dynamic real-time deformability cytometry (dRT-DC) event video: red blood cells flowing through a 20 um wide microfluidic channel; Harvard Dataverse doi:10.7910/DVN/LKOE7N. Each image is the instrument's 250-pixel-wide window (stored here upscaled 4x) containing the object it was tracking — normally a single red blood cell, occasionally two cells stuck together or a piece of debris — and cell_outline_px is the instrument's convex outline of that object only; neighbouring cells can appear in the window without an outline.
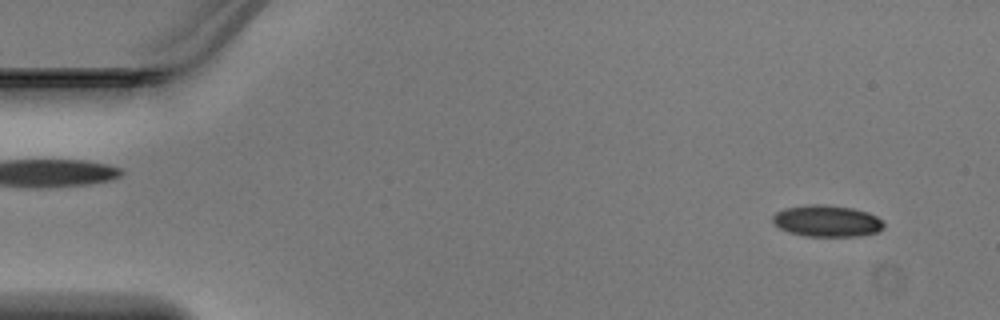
{"species": "Egyptian fruit bat (a non-hibernating species)", "species_latin": "Rousettus aegyptiacus", "temperature_condition": "warm", "stored_images_in_passage": 46, "camera_frame_rate_fps": 3000, "um_per_image_px": 0.085, "animal": {"sex": "male"}, "frame": {"image": 1, "passage_image": 3, "time_ms": 0.667, "image_size_px": [1000, 320], "cell_outline_px": [[884, 228], [876, 232], [860, 236], [804, 236], [788, 232], [780, 228], [772, 220], [772, 216], [776, 212], [784, 208], [808, 204], [824, 204], [852, 208], [868, 212], [876, 216], [884, 224]], "centroid_in_image_um": [70.27, 18.78], "position_along_channel_um": 14.7, "area_um2": 20.46}}
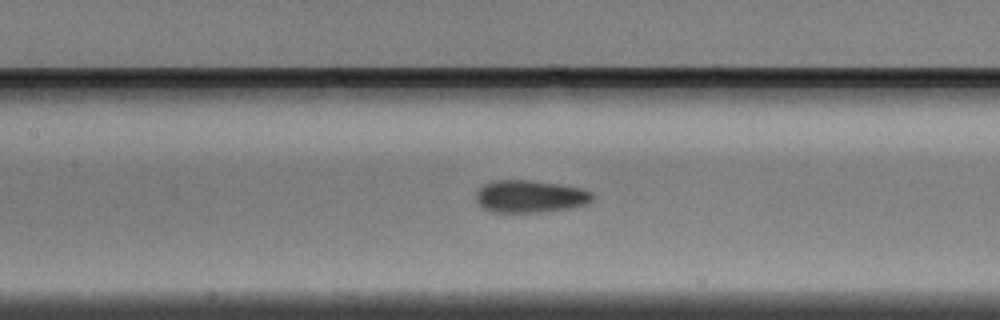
{"frame": {"image": 2, "passage_image": 21, "time_ms": 6.667, "image_size_px": [1000, 320], "cell_outline_px": [[596, 196], [588, 204], [568, 208], [540, 212], [492, 212], [484, 208], [476, 200], [476, 192], [484, 184], [492, 180], [532, 180], [560, 184], [584, 188], [592, 192]], "centroid_in_image_um": [45.1, 16.68], "position_along_channel_um": 162.3, "area_um2": 22.2}}
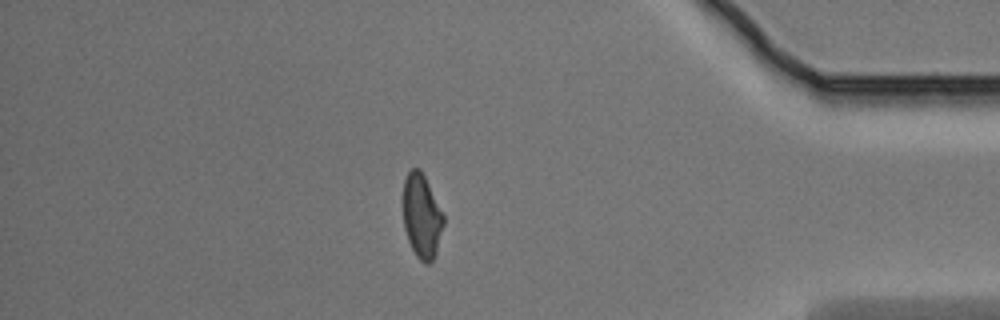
{"frame": {"image": 3, "passage_image": 40, "time_ms": 13.0, "image_size_px": [1000, 320], "cell_outline_px": [[444, 224], [432, 260], [428, 264], [420, 260], [416, 256], [408, 240], [404, 228], [404, 180], [408, 172], [412, 168], [420, 168], [444, 216]], "centroid_in_image_um": [35.84, 18.36], "position_along_channel_um": 399.4, "area_um2": 19.25}}